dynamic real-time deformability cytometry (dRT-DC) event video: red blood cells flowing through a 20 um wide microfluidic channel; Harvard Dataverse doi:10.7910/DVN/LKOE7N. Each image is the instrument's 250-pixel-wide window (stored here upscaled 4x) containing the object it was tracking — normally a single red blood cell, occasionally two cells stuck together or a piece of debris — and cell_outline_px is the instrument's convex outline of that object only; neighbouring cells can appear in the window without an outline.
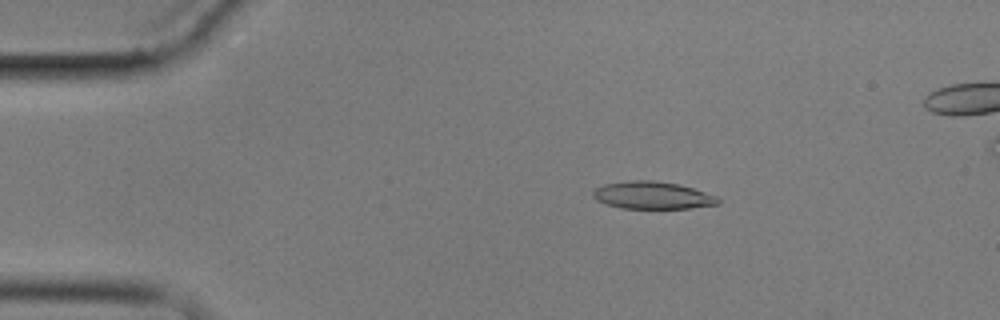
{"species": "common noctule bat (a hibernating species)", "species_latin": "Nyctalus noctula", "temperature_condition": "cold", "stored_images_in_passage": 4, "camera_frame_rate_fps": 3000, "um_per_image_px": 0.085, "animal": {"sex": "male", "body_mass_g": 17.9}, "frame": {"image": 1, "passage_image": 2, "time_ms": 1.0, "image_size_px": [1000, 320], "cell_outline_px": [[720, 204], [692, 208], [620, 208], [596, 200], [592, 196], [592, 192], [596, 188], [604, 184], [628, 180], [652, 180], [680, 184], [716, 196], [720, 200]], "centroid_in_image_um": [55.45, 16.6], "position_along_channel_um": 29.5, "area_um2": 20.0}}